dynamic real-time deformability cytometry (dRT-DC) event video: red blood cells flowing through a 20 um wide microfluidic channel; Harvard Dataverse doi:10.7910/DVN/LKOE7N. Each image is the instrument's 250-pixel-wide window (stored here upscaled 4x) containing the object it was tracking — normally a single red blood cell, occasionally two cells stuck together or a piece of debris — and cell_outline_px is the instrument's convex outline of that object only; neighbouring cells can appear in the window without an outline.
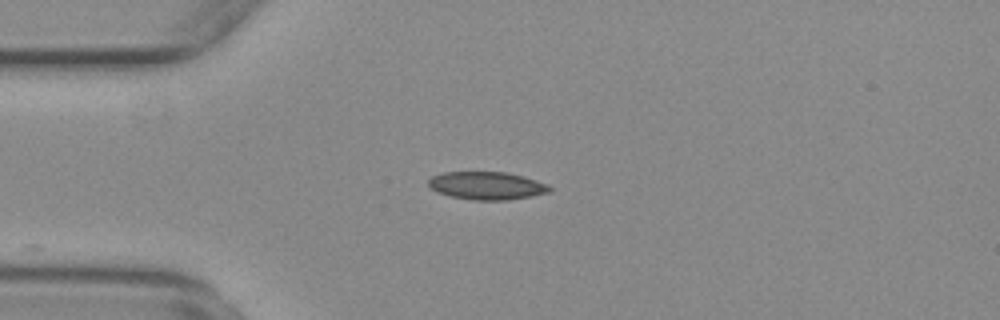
{"species": "common noctule bat (a hibernating species)", "species_latin": "Nyctalus noctula", "temperature_condition": "warm", "stored_images_in_passage": 38, "camera_frame_rate_fps": 3000, "um_per_image_px": 0.085, "animal": {"sex": "female", "body_mass_g": 29.2, "forearm_length_mm": 56.3}, "frame": {"image": 1, "passage_image": 1, "time_ms": 0.0, "image_size_px": [1000, 320], "cell_outline_px": [[552, 192], [532, 196], [508, 200], [472, 200], [452, 196], [436, 192], [428, 184], [428, 180], [432, 176], [444, 172], [508, 172], [524, 176], [548, 184], [552, 188]], "centroid_in_image_um": [41.42, 15.78], "position_along_channel_um": 43.6, "area_um2": 19.83}}
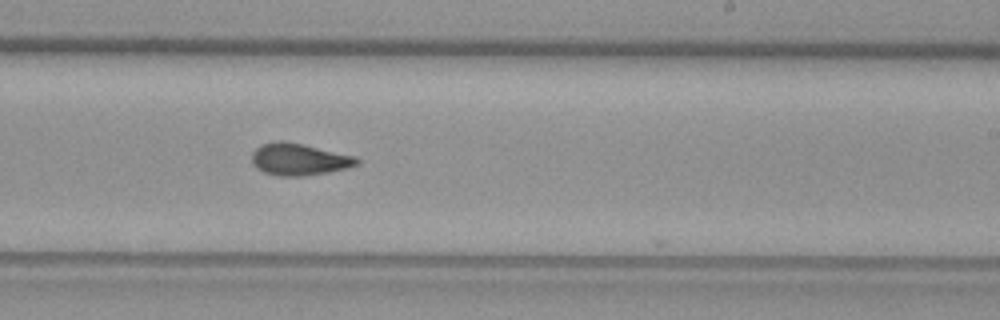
{"frame": {"image": 2, "passage_image": 20, "time_ms": 6.333, "image_size_px": [1000, 320], "cell_outline_px": [[360, 164], [348, 168], [328, 172], [304, 176], [280, 176], [264, 172], [256, 168], [252, 164], [252, 152], [260, 144], [276, 140], [284, 140], [304, 144], [356, 156], [360, 160]], "centroid_in_image_um": [25.42, 13.53], "position_along_channel_um": 263.6, "area_um2": 19.88}}
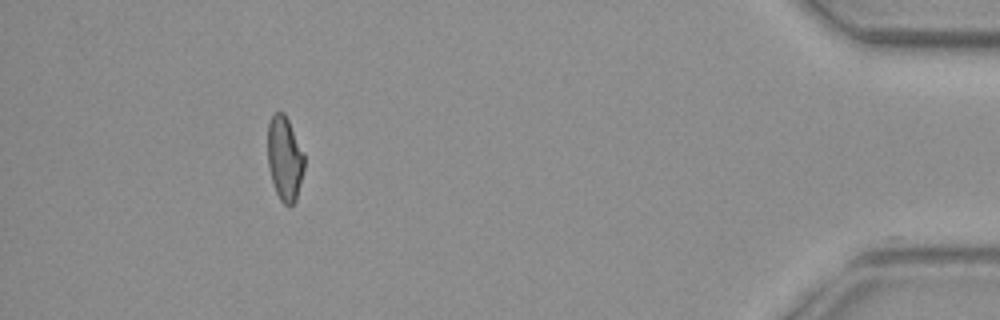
{"frame": {"image": 3, "passage_image": 37, "time_ms": 12.0, "image_size_px": [1000, 320], "cell_outline_px": [[304, 168], [296, 200], [288, 208], [280, 200], [276, 192], [272, 180], [268, 164], [268, 124], [272, 116], [276, 112], [284, 112], [288, 120], [304, 156]], "centroid_in_image_um": [24.19, 13.5], "position_along_channel_um": 411.0, "area_um2": 17.69}, "authors_computed_cell_mechanics": {"area_um2": 19.1318, "velocity_mm_per_s": 3.7613, "shape_relaxation_time_tau1_ms": null, "shape_relaxation_time_tau2_ms": 2.9339, "deformation_change_tau1": null, "deformation_change_tau2": 0.0798}}